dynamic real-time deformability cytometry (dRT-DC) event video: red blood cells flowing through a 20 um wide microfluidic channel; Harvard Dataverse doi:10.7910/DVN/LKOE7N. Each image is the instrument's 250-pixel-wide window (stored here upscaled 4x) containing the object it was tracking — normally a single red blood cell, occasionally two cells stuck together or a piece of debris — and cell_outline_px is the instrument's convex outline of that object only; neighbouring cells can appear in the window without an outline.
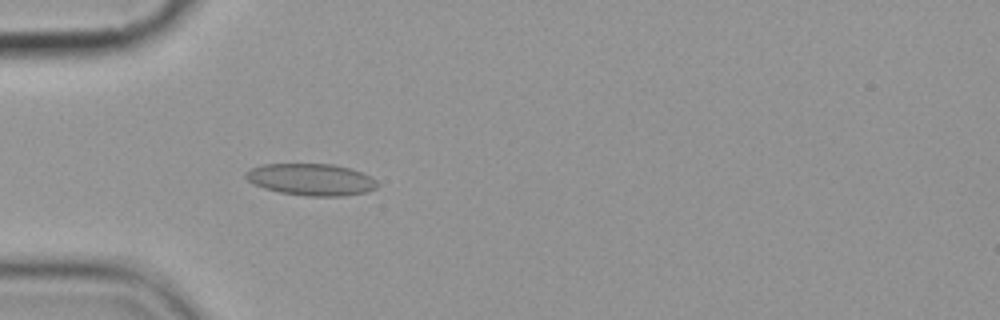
{"species": "common noctule bat (a hibernating species)", "species_latin": "Nyctalus noctula", "temperature_condition": "cold", "stored_images_in_passage": 5, "camera_frame_rate_fps": 3000, "um_per_image_px": 0.085, "animal": {"sex": "female", "body_mass_g": 19.9}, "frame": {"image": 1, "passage_image": 5, "time_ms": 4.333, "image_size_px": [1000, 320], "cell_outline_px": [[380, 184], [376, 188], [368, 192], [344, 196], [308, 196], [280, 192], [264, 188], [252, 184], [244, 176], [244, 172], [252, 168], [264, 164], [332, 164], [348, 168], [360, 172], [376, 180]], "centroid_in_image_um": [26.44, 15.27], "position_along_channel_um": 58.6, "area_um2": 24.39}}